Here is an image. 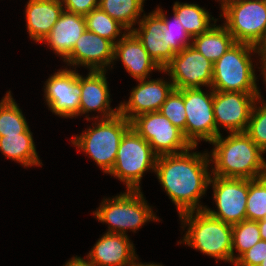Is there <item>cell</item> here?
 <instances>
[{
	"mask_svg": "<svg viewBox=\"0 0 266 266\" xmlns=\"http://www.w3.org/2000/svg\"><path fill=\"white\" fill-rule=\"evenodd\" d=\"M196 148L191 146L179 154L157 157L154 173L163 191L176 206L178 215L205 209L200 199L209 188L211 163L208 151L201 153L195 151Z\"/></svg>",
	"mask_w": 266,
	"mask_h": 266,
	"instance_id": "obj_1",
	"label": "cell"
},
{
	"mask_svg": "<svg viewBox=\"0 0 266 266\" xmlns=\"http://www.w3.org/2000/svg\"><path fill=\"white\" fill-rule=\"evenodd\" d=\"M208 152L212 176L257 179L266 175L265 154L245 133L220 134Z\"/></svg>",
	"mask_w": 266,
	"mask_h": 266,
	"instance_id": "obj_2",
	"label": "cell"
},
{
	"mask_svg": "<svg viewBox=\"0 0 266 266\" xmlns=\"http://www.w3.org/2000/svg\"><path fill=\"white\" fill-rule=\"evenodd\" d=\"M181 228L187 231L177 244L187 245L204 255L232 264V225L216 219L205 210L179 215Z\"/></svg>",
	"mask_w": 266,
	"mask_h": 266,
	"instance_id": "obj_3",
	"label": "cell"
},
{
	"mask_svg": "<svg viewBox=\"0 0 266 266\" xmlns=\"http://www.w3.org/2000/svg\"><path fill=\"white\" fill-rule=\"evenodd\" d=\"M256 53V55H255ZM261 63L262 49L235 42L215 63L211 88L221 92L261 93L252 56ZM253 60V61H252Z\"/></svg>",
	"mask_w": 266,
	"mask_h": 266,
	"instance_id": "obj_4",
	"label": "cell"
},
{
	"mask_svg": "<svg viewBox=\"0 0 266 266\" xmlns=\"http://www.w3.org/2000/svg\"><path fill=\"white\" fill-rule=\"evenodd\" d=\"M92 127L72 136L71 144L92 159L104 174H109L117 156L120 141L131 122L120 113L106 119L91 120Z\"/></svg>",
	"mask_w": 266,
	"mask_h": 266,
	"instance_id": "obj_5",
	"label": "cell"
},
{
	"mask_svg": "<svg viewBox=\"0 0 266 266\" xmlns=\"http://www.w3.org/2000/svg\"><path fill=\"white\" fill-rule=\"evenodd\" d=\"M147 202L141 190H125L112 198L104 197L92 214L100 223L108 224L106 232L128 236V230L136 233L150 221L160 222Z\"/></svg>",
	"mask_w": 266,
	"mask_h": 266,
	"instance_id": "obj_6",
	"label": "cell"
},
{
	"mask_svg": "<svg viewBox=\"0 0 266 266\" xmlns=\"http://www.w3.org/2000/svg\"><path fill=\"white\" fill-rule=\"evenodd\" d=\"M157 157L150 144L130 127L120 141L109 175L123 182L126 190H142V178L148 171L155 172Z\"/></svg>",
	"mask_w": 266,
	"mask_h": 266,
	"instance_id": "obj_7",
	"label": "cell"
},
{
	"mask_svg": "<svg viewBox=\"0 0 266 266\" xmlns=\"http://www.w3.org/2000/svg\"><path fill=\"white\" fill-rule=\"evenodd\" d=\"M223 25L235 42L260 49L266 45V0H235L219 9Z\"/></svg>",
	"mask_w": 266,
	"mask_h": 266,
	"instance_id": "obj_8",
	"label": "cell"
},
{
	"mask_svg": "<svg viewBox=\"0 0 266 266\" xmlns=\"http://www.w3.org/2000/svg\"><path fill=\"white\" fill-rule=\"evenodd\" d=\"M184 88L183 94L186 113L185 139L191 146H198V142L209 144L216 138V123L213 112L214 90L208 87Z\"/></svg>",
	"mask_w": 266,
	"mask_h": 266,
	"instance_id": "obj_9",
	"label": "cell"
},
{
	"mask_svg": "<svg viewBox=\"0 0 266 266\" xmlns=\"http://www.w3.org/2000/svg\"><path fill=\"white\" fill-rule=\"evenodd\" d=\"M130 122L157 156L179 154L191 148L183 132L159 111L140 114Z\"/></svg>",
	"mask_w": 266,
	"mask_h": 266,
	"instance_id": "obj_10",
	"label": "cell"
},
{
	"mask_svg": "<svg viewBox=\"0 0 266 266\" xmlns=\"http://www.w3.org/2000/svg\"><path fill=\"white\" fill-rule=\"evenodd\" d=\"M209 186H212L217 210L205 205L209 215L231 225L246 219L248 179L211 176Z\"/></svg>",
	"mask_w": 266,
	"mask_h": 266,
	"instance_id": "obj_11",
	"label": "cell"
},
{
	"mask_svg": "<svg viewBox=\"0 0 266 266\" xmlns=\"http://www.w3.org/2000/svg\"><path fill=\"white\" fill-rule=\"evenodd\" d=\"M167 74L174 89L211 87L213 62L192 45L187 46L161 70Z\"/></svg>",
	"mask_w": 266,
	"mask_h": 266,
	"instance_id": "obj_12",
	"label": "cell"
},
{
	"mask_svg": "<svg viewBox=\"0 0 266 266\" xmlns=\"http://www.w3.org/2000/svg\"><path fill=\"white\" fill-rule=\"evenodd\" d=\"M261 93L214 91L213 112L216 123V138L220 129L227 133L245 132L251 112Z\"/></svg>",
	"mask_w": 266,
	"mask_h": 266,
	"instance_id": "obj_13",
	"label": "cell"
},
{
	"mask_svg": "<svg viewBox=\"0 0 266 266\" xmlns=\"http://www.w3.org/2000/svg\"><path fill=\"white\" fill-rule=\"evenodd\" d=\"M76 70L64 67L44 82L45 105L58 117L72 119L79 116V73Z\"/></svg>",
	"mask_w": 266,
	"mask_h": 266,
	"instance_id": "obj_14",
	"label": "cell"
},
{
	"mask_svg": "<svg viewBox=\"0 0 266 266\" xmlns=\"http://www.w3.org/2000/svg\"><path fill=\"white\" fill-rule=\"evenodd\" d=\"M113 60L114 44L86 29L63 62L72 69L82 66L88 71H108L115 65Z\"/></svg>",
	"mask_w": 266,
	"mask_h": 266,
	"instance_id": "obj_15",
	"label": "cell"
},
{
	"mask_svg": "<svg viewBox=\"0 0 266 266\" xmlns=\"http://www.w3.org/2000/svg\"><path fill=\"white\" fill-rule=\"evenodd\" d=\"M107 71L90 70L86 76L79 73L80 108L79 116L85 115L87 121L94 119H106L119 113V106L111 108L110 90L106 77ZM100 115L88 113L95 112Z\"/></svg>",
	"mask_w": 266,
	"mask_h": 266,
	"instance_id": "obj_16",
	"label": "cell"
},
{
	"mask_svg": "<svg viewBox=\"0 0 266 266\" xmlns=\"http://www.w3.org/2000/svg\"><path fill=\"white\" fill-rule=\"evenodd\" d=\"M128 101L118 104L119 113L131 121L140 114L159 111L167 96L174 89L173 83L164 78L137 80Z\"/></svg>",
	"mask_w": 266,
	"mask_h": 266,
	"instance_id": "obj_17",
	"label": "cell"
},
{
	"mask_svg": "<svg viewBox=\"0 0 266 266\" xmlns=\"http://www.w3.org/2000/svg\"><path fill=\"white\" fill-rule=\"evenodd\" d=\"M121 61L126 72L136 81L151 78L153 71L161 72L158 64L149 56L141 41L128 31L114 45V63Z\"/></svg>",
	"mask_w": 266,
	"mask_h": 266,
	"instance_id": "obj_18",
	"label": "cell"
},
{
	"mask_svg": "<svg viewBox=\"0 0 266 266\" xmlns=\"http://www.w3.org/2000/svg\"><path fill=\"white\" fill-rule=\"evenodd\" d=\"M130 236L105 232L86 257L95 266H129L137 255Z\"/></svg>",
	"mask_w": 266,
	"mask_h": 266,
	"instance_id": "obj_19",
	"label": "cell"
},
{
	"mask_svg": "<svg viewBox=\"0 0 266 266\" xmlns=\"http://www.w3.org/2000/svg\"><path fill=\"white\" fill-rule=\"evenodd\" d=\"M138 28L132 32L141 41L149 56L163 69L176 53L167 44L166 34L162 30V18L153 10L138 22Z\"/></svg>",
	"mask_w": 266,
	"mask_h": 266,
	"instance_id": "obj_20",
	"label": "cell"
},
{
	"mask_svg": "<svg viewBox=\"0 0 266 266\" xmlns=\"http://www.w3.org/2000/svg\"><path fill=\"white\" fill-rule=\"evenodd\" d=\"M85 30L86 21L83 15L64 10L50 33L41 43L50 47V50L64 61L70 55L76 41Z\"/></svg>",
	"mask_w": 266,
	"mask_h": 266,
	"instance_id": "obj_21",
	"label": "cell"
},
{
	"mask_svg": "<svg viewBox=\"0 0 266 266\" xmlns=\"http://www.w3.org/2000/svg\"><path fill=\"white\" fill-rule=\"evenodd\" d=\"M26 30L35 43H41L64 11L61 0H28L25 5Z\"/></svg>",
	"mask_w": 266,
	"mask_h": 266,
	"instance_id": "obj_22",
	"label": "cell"
},
{
	"mask_svg": "<svg viewBox=\"0 0 266 266\" xmlns=\"http://www.w3.org/2000/svg\"><path fill=\"white\" fill-rule=\"evenodd\" d=\"M0 152L5 158L19 163L25 169L43 165L36 151L33 133L30 129L19 135L0 137Z\"/></svg>",
	"mask_w": 266,
	"mask_h": 266,
	"instance_id": "obj_23",
	"label": "cell"
},
{
	"mask_svg": "<svg viewBox=\"0 0 266 266\" xmlns=\"http://www.w3.org/2000/svg\"><path fill=\"white\" fill-rule=\"evenodd\" d=\"M234 43L235 40L227 28L223 24L217 25V23L207 32L192 38V46L213 63Z\"/></svg>",
	"mask_w": 266,
	"mask_h": 266,
	"instance_id": "obj_24",
	"label": "cell"
},
{
	"mask_svg": "<svg viewBox=\"0 0 266 266\" xmlns=\"http://www.w3.org/2000/svg\"><path fill=\"white\" fill-rule=\"evenodd\" d=\"M172 11L191 38L207 32L218 21V18L214 19L208 10L196 3L176 1Z\"/></svg>",
	"mask_w": 266,
	"mask_h": 266,
	"instance_id": "obj_25",
	"label": "cell"
},
{
	"mask_svg": "<svg viewBox=\"0 0 266 266\" xmlns=\"http://www.w3.org/2000/svg\"><path fill=\"white\" fill-rule=\"evenodd\" d=\"M144 3L145 0H99V8L132 31L143 17Z\"/></svg>",
	"mask_w": 266,
	"mask_h": 266,
	"instance_id": "obj_26",
	"label": "cell"
},
{
	"mask_svg": "<svg viewBox=\"0 0 266 266\" xmlns=\"http://www.w3.org/2000/svg\"><path fill=\"white\" fill-rule=\"evenodd\" d=\"M29 129L26 117L12 97L11 90L7 91L0 101V137L19 135Z\"/></svg>",
	"mask_w": 266,
	"mask_h": 266,
	"instance_id": "obj_27",
	"label": "cell"
},
{
	"mask_svg": "<svg viewBox=\"0 0 266 266\" xmlns=\"http://www.w3.org/2000/svg\"><path fill=\"white\" fill-rule=\"evenodd\" d=\"M84 17L87 30L105 39H108L114 45L128 32V30L123 25L114 20L99 7L93 9Z\"/></svg>",
	"mask_w": 266,
	"mask_h": 266,
	"instance_id": "obj_28",
	"label": "cell"
},
{
	"mask_svg": "<svg viewBox=\"0 0 266 266\" xmlns=\"http://www.w3.org/2000/svg\"><path fill=\"white\" fill-rule=\"evenodd\" d=\"M261 240L258 221L245 219L232 225V265L247 250ZM238 253L235 254L234 252ZM236 255V256H235Z\"/></svg>",
	"mask_w": 266,
	"mask_h": 266,
	"instance_id": "obj_29",
	"label": "cell"
},
{
	"mask_svg": "<svg viewBox=\"0 0 266 266\" xmlns=\"http://www.w3.org/2000/svg\"><path fill=\"white\" fill-rule=\"evenodd\" d=\"M154 11L162 18L163 34H166L167 44L175 53H179L187 46L192 45L191 36L185 31L174 13L173 17L168 19L166 12L159 5Z\"/></svg>",
	"mask_w": 266,
	"mask_h": 266,
	"instance_id": "obj_30",
	"label": "cell"
},
{
	"mask_svg": "<svg viewBox=\"0 0 266 266\" xmlns=\"http://www.w3.org/2000/svg\"><path fill=\"white\" fill-rule=\"evenodd\" d=\"M266 216V175L248 179L246 219L258 221Z\"/></svg>",
	"mask_w": 266,
	"mask_h": 266,
	"instance_id": "obj_31",
	"label": "cell"
},
{
	"mask_svg": "<svg viewBox=\"0 0 266 266\" xmlns=\"http://www.w3.org/2000/svg\"><path fill=\"white\" fill-rule=\"evenodd\" d=\"M262 97L255 102L245 133L266 153V101Z\"/></svg>",
	"mask_w": 266,
	"mask_h": 266,
	"instance_id": "obj_32",
	"label": "cell"
},
{
	"mask_svg": "<svg viewBox=\"0 0 266 266\" xmlns=\"http://www.w3.org/2000/svg\"><path fill=\"white\" fill-rule=\"evenodd\" d=\"M159 112L167 117L170 122L183 132L185 137L186 113L183 94L173 89L162 104Z\"/></svg>",
	"mask_w": 266,
	"mask_h": 266,
	"instance_id": "obj_33",
	"label": "cell"
},
{
	"mask_svg": "<svg viewBox=\"0 0 266 266\" xmlns=\"http://www.w3.org/2000/svg\"><path fill=\"white\" fill-rule=\"evenodd\" d=\"M266 258V240L258 241L253 247L243 253L234 266H259Z\"/></svg>",
	"mask_w": 266,
	"mask_h": 266,
	"instance_id": "obj_34",
	"label": "cell"
},
{
	"mask_svg": "<svg viewBox=\"0 0 266 266\" xmlns=\"http://www.w3.org/2000/svg\"><path fill=\"white\" fill-rule=\"evenodd\" d=\"M65 11L80 15H87L99 7V0H61Z\"/></svg>",
	"mask_w": 266,
	"mask_h": 266,
	"instance_id": "obj_35",
	"label": "cell"
},
{
	"mask_svg": "<svg viewBox=\"0 0 266 266\" xmlns=\"http://www.w3.org/2000/svg\"><path fill=\"white\" fill-rule=\"evenodd\" d=\"M72 256L63 266H95L87 257Z\"/></svg>",
	"mask_w": 266,
	"mask_h": 266,
	"instance_id": "obj_36",
	"label": "cell"
},
{
	"mask_svg": "<svg viewBox=\"0 0 266 266\" xmlns=\"http://www.w3.org/2000/svg\"><path fill=\"white\" fill-rule=\"evenodd\" d=\"M129 266H164V265L160 263H154V262L152 263L151 262L150 263L140 262L138 256L136 255Z\"/></svg>",
	"mask_w": 266,
	"mask_h": 266,
	"instance_id": "obj_37",
	"label": "cell"
},
{
	"mask_svg": "<svg viewBox=\"0 0 266 266\" xmlns=\"http://www.w3.org/2000/svg\"><path fill=\"white\" fill-rule=\"evenodd\" d=\"M258 226L260 229L261 240H266V220H258Z\"/></svg>",
	"mask_w": 266,
	"mask_h": 266,
	"instance_id": "obj_38",
	"label": "cell"
},
{
	"mask_svg": "<svg viewBox=\"0 0 266 266\" xmlns=\"http://www.w3.org/2000/svg\"><path fill=\"white\" fill-rule=\"evenodd\" d=\"M261 70H258L261 72V75L263 76V82L266 84V57H261V63H260V68ZM266 86V85H265Z\"/></svg>",
	"mask_w": 266,
	"mask_h": 266,
	"instance_id": "obj_39",
	"label": "cell"
},
{
	"mask_svg": "<svg viewBox=\"0 0 266 266\" xmlns=\"http://www.w3.org/2000/svg\"><path fill=\"white\" fill-rule=\"evenodd\" d=\"M216 1V0H215ZM232 1H235V0H217V2H220L219 5H220V8L222 9L227 3L229 2H232Z\"/></svg>",
	"mask_w": 266,
	"mask_h": 266,
	"instance_id": "obj_40",
	"label": "cell"
},
{
	"mask_svg": "<svg viewBox=\"0 0 266 266\" xmlns=\"http://www.w3.org/2000/svg\"><path fill=\"white\" fill-rule=\"evenodd\" d=\"M262 57H266V45L262 49Z\"/></svg>",
	"mask_w": 266,
	"mask_h": 266,
	"instance_id": "obj_41",
	"label": "cell"
},
{
	"mask_svg": "<svg viewBox=\"0 0 266 266\" xmlns=\"http://www.w3.org/2000/svg\"><path fill=\"white\" fill-rule=\"evenodd\" d=\"M259 266H266V258L261 262Z\"/></svg>",
	"mask_w": 266,
	"mask_h": 266,
	"instance_id": "obj_42",
	"label": "cell"
}]
</instances>
